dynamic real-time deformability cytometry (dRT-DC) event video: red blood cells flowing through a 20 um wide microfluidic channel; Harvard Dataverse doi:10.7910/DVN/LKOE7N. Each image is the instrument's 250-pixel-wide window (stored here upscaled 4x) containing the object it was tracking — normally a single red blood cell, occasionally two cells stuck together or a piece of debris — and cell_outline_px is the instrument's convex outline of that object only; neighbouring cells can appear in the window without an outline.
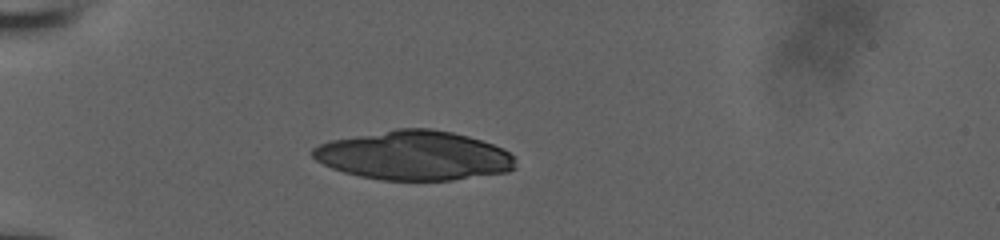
{"species": "human", "species_latin": "Homo sapiens", "temperature_condition": "room temperature", "stored_images_in_passage": 38, "camera_frame_rate_fps": 3000, "um_per_image_px": 0.085, "donor": {"sex": "male"}, "frame": {"image": 1, "passage_image": 1, "time_ms": 0.0, "image_size_px": [1000, 240], "cell_outline_px": [[516, 168], [508, 172], [452, 180], [380, 180], [360, 176], [344, 172], [332, 168], [316, 160], [312, 156], [312, 148], [320, 144], [332, 140], [396, 128], [432, 128], [452, 132], [468, 136], [504, 148], [512, 156]], "centroid_in_image_um": [35.21, 13.22], "position_along_channel_um": 49.8, "area_um2": 58.09}}